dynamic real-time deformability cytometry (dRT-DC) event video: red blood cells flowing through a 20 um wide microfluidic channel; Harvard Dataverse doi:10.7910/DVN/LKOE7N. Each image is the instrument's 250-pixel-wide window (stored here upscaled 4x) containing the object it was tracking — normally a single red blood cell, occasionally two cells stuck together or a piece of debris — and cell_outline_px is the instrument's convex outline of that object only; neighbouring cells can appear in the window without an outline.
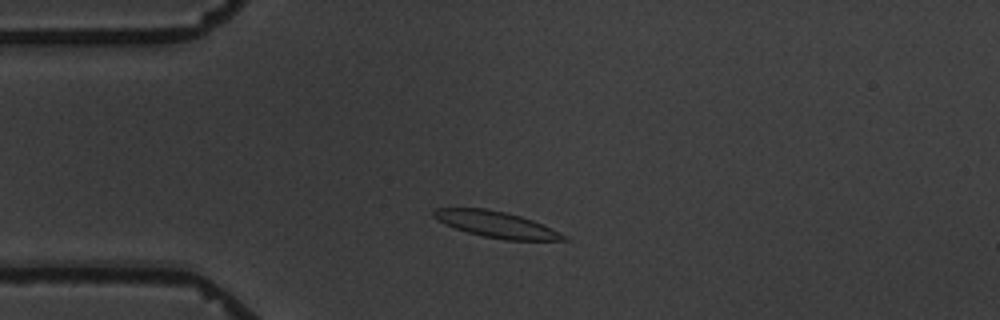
{"species": "common noctule bat (a hibernating species)", "species_latin": "Nyctalus noctula", "temperature_condition": "warm", "stored_images_in_passage": 5, "camera_frame_rate_fps": 3000, "um_per_image_px": 0.085, "animal": {"sex": "male", "body_mass_g": 19.5, "forearm_length_mm": 54.6}, "frame": {"image": 1, "passage_image": 2, "time_ms": 1.0, "image_size_px": [1000, 320], "cell_outline_px": [[572, 240], [504, 240], [484, 236], [468, 232], [444, 224], [432, 216], [432, 212], [436, 208], [484, 208], [504, 212], [520, 216], [532, 220], [560, 232], [568, 236]], "centroid_in_image_um": [42.2, 19.08], "position_along_channel_um": 42.8, "area_um2": 19.65}}
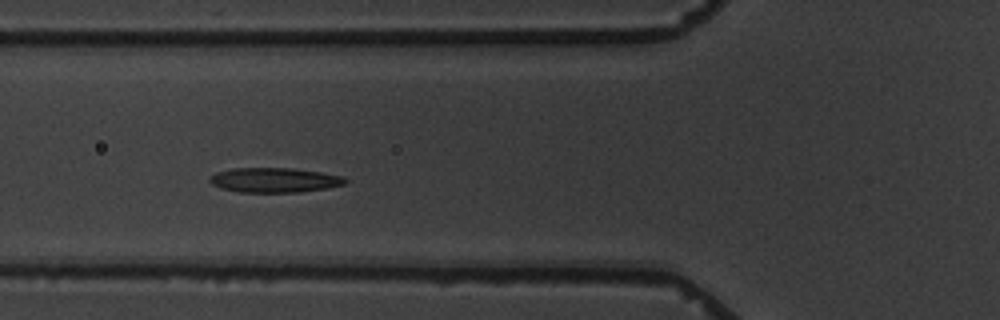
{"frame": {"image": 2, "passage_image": 4, "time_ms": 3.333, "image_size_px": [1000, 320], "cell_outline_px": [[348, 180], [344, 184], [328, 188], [300, 192], [240, 192], [220, 188], [212, 184], [208, 180], [208, 176], [216, 172], [232, 168], [292, 168], [320, 172], [344, 176]], "centroid_in_image_um": [23.31, 15.3], "position_along_channel_um": 102.5, "area_um2": 19.65}}
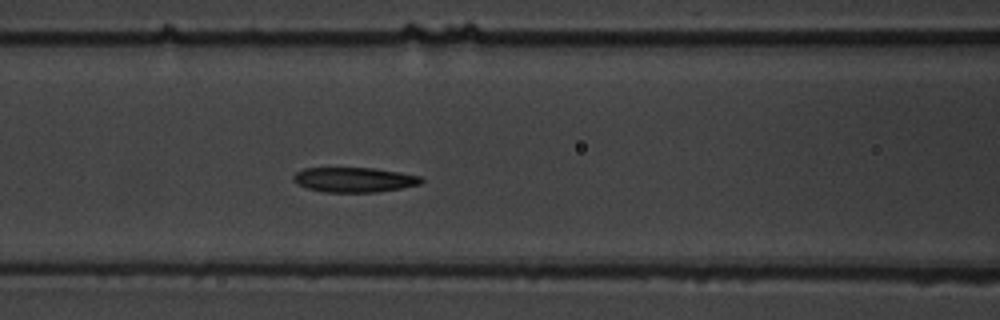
{"frame": {"image": 3, "passage_image": 5, "time_ms": 4.333, "image_size_px": [1000, 320], "cell_outline_px": [[424, 180], [420, 184], [400, 188], [376, 192], [324, 192], [308, 188], [296, 184], [292, 180], [292, 176], [296, 172], [304, 168], [376, 168], [400, 172], [420, 176]], "centroid_in_image_um": [30.08, 15.27], "position_along_channel_um": 136.5, "area_um2": 18.55}}